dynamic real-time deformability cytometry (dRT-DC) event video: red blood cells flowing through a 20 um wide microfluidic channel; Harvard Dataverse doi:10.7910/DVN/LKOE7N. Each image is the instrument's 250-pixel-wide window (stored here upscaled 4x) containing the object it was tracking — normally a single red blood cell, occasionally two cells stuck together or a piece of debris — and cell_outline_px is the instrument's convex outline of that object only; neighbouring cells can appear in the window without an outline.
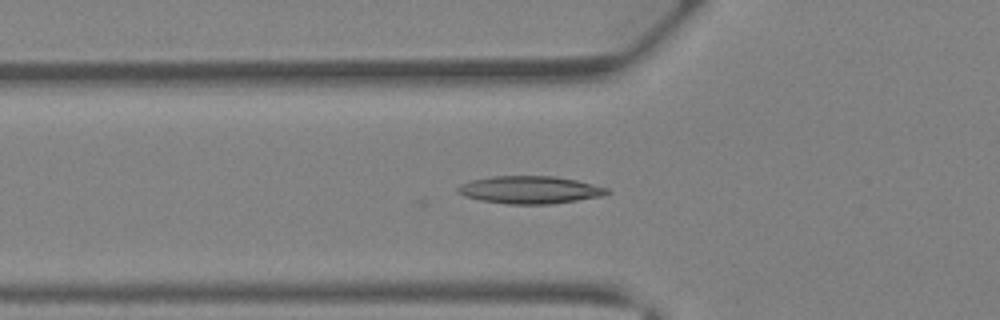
{"species": "Egyptian fruit bat (a non-hibernating species)", "species_latin": "Rousettus aegyptiacus", "temperature_condition": "warm", "stored_images_in_passage": 21, "camera_frame_rate_fps": 3000, "um_per_image_px": 0.085, "animal": {"sex": "female"}, "frame": {"image": 1, "passage_image": 3, "time_ms": 0.667, "image_size_px": [1000, 320], "cell_outline_px": [[612, 192], [604, 196], [552, 204], [508, 204], [480, 200], [464, 196], [456, 192], [456, 188], [460, 184], [472, 180], [492, 176], [556, 176], [576, 180], [608, 188]], "centroid_in_image_um": [45.05, 16.14], "position_along_channel_um": 80.8, "area_um2": 24.16}}
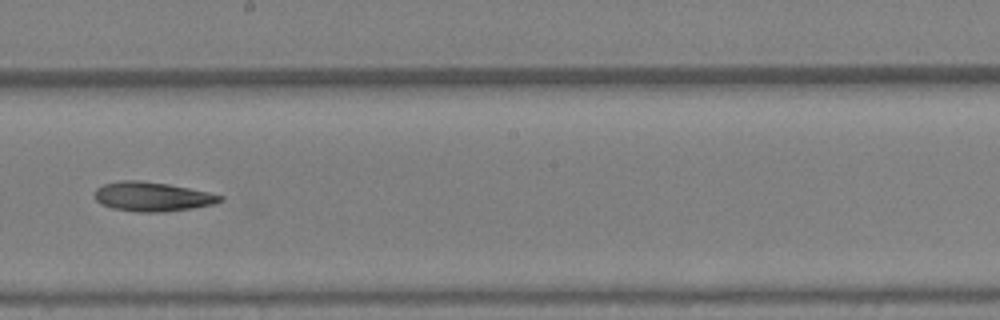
{"frame": {"image": 2, "passage_image": 12, "time_ms": 3.667, "image_size_px": [1000, 320], "cell_outline_px": [[224, 200], [212, 204], [192, 208], [164, 212], [136, 212], [112, 208], [100, 204], [96, 200], [96, 188], [104, 184], [120, 180], [140, 180], [168, 184], [188, 188], [224, 196]], "centroid_in_image_um": [12.92, 16.72], "position_along_channel_um": 235.3, "area_um2": 21.33}}
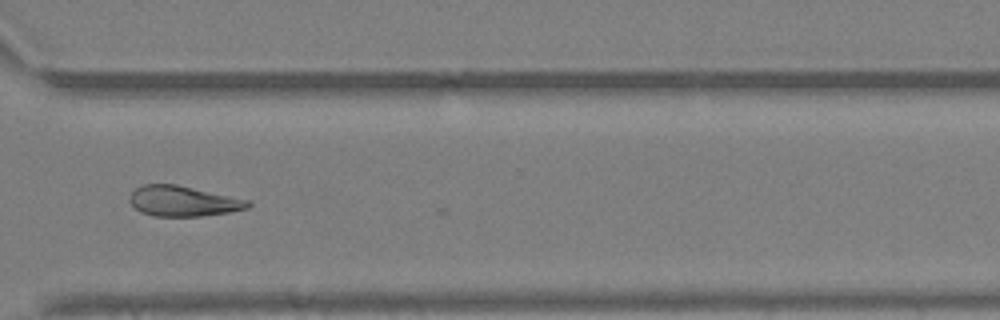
{"frame": {"image": 3, "passage_image": 19, "time_ms": 6.0, "image_size_px": [1000, 320], "cell_outline_px": [[252, 204], [248, 208], [228, 212], [200, 216], [152, 216], [140, 212], [128, 200], [128, 196], [140, 184], [176, 184], [252, 200]], "centroid_in_image_um": [15.57, 17.09], "position_along_channel_um": 355.0, "area_um2": 21.15}}